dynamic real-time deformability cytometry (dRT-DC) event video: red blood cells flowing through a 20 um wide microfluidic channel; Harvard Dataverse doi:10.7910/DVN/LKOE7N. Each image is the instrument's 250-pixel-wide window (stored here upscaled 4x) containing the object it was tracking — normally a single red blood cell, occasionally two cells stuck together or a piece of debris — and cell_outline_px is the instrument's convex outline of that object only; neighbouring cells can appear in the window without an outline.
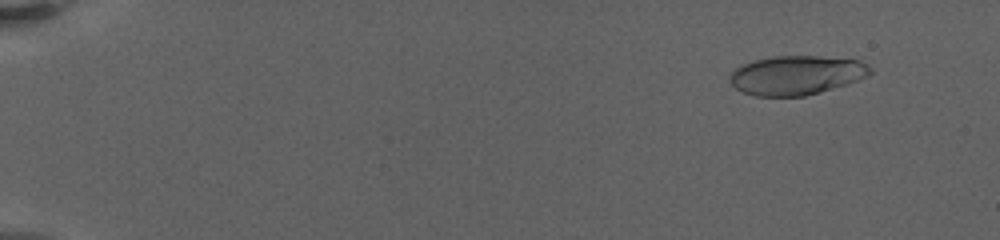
{"species": "human", "species_latin": "Homo sapiens", "temperature_condition": "warm", "stored_images_in_passage": 105, "camera_frame_rate_fps": 3000, "um_per_image_px": 0.085, "donor": {"sex": "female"}, "frame": {"image": 1, "passage_image": 11, "time_ms": 2.0, "image_size_px": [1000, 240], "cell_outline_px": [[872, 72], [868, 76], [820, 92], [804, 96], [756, 96], [744, 92], [736, 88], [728, 80], [728, 76], [736, 68], [744, 64], [756, 60], [772, 56], [820, 56], [860, 60], [868, 64], [872, 68]], "centroid_in_image_um": [67.7, 6.38], "position_along_channel_um": 17.3, "area_um2": 31.91}}
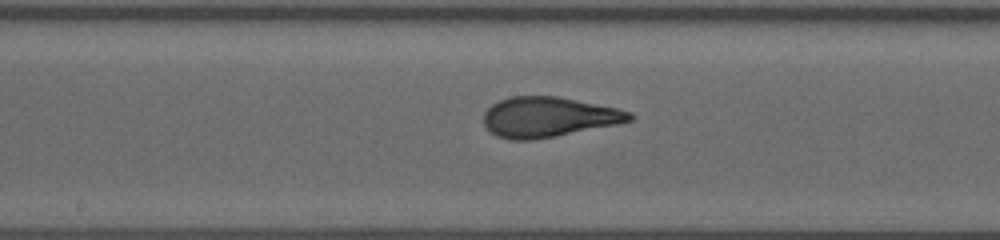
{"frame": {"image": 2, "passage_image": 73, "time_ms": 12.333, "image_size_px": [1000, 240], "cell_outline_px": [[636, 116], [632, 120], [616, 124], [556, 136], [532, 140], [512, 140], [496, 136], [488, 132], [484, 124], [484, 112], [492, 104], [500, 100], [512, 96], [556, 96], [616, 108], [632, 112]], "centroid_in_image_um": [46.59, 9.95], "position_along_channel_um": 201.6, "area_um2": 34.04}}
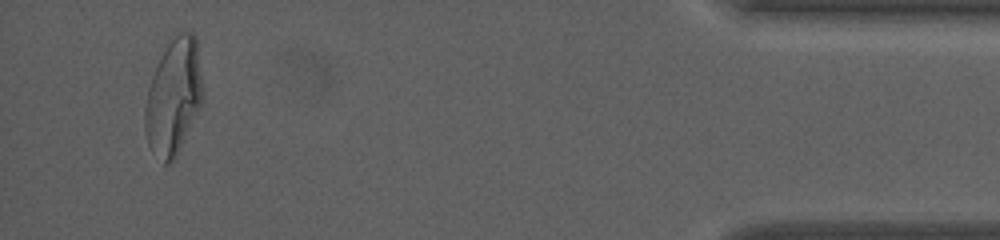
{"frame": {"image": 3, "passage_image": 101, "time_ms": 21.0, "image_size_px": [1000, 240], "cell_outline_px": [[204, 100], [176, 156], [168, 164], [164, 164], [148, 144], [144, 128], [144, 108], [148, 88], [152, 76], [168, 44], [180, 32], [192, 32], [196, 36], [204, 96]], "centroid_in_image_um": [14.77, 8.24], "position_along_channel_um": 420.4, "area_um2": 38.61}, "authors_computed_cell_mechanics": {"area_um2": 33.5818, "velocity_mm_per_s": 3.2442, "shape_relaxation_time_tau1_ms": 6.4125, "shape_relaxation_time_tau2_ms": null, "deformation_change_tau1": 0.2581, "deformation_change_tau2": null}}